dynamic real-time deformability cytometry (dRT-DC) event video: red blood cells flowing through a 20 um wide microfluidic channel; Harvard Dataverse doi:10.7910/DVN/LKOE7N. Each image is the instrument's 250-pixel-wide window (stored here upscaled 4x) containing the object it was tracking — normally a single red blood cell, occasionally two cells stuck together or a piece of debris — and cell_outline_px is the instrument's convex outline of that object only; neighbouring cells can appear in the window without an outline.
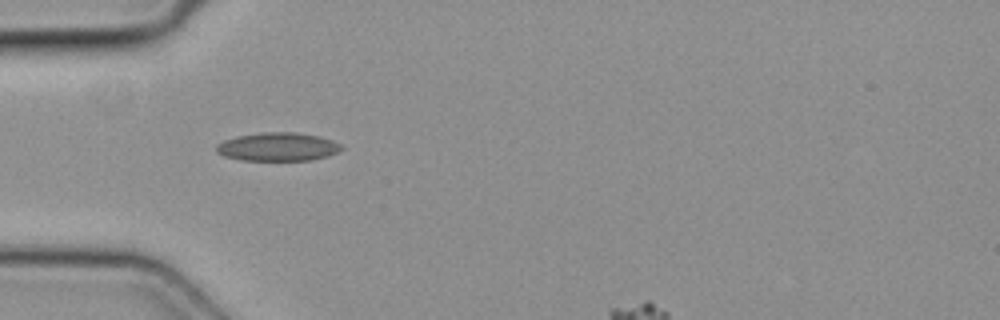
{"species": "common noctule bat (a hibernating species)", "species_latin": "Nyctalus noctula", "temperature_condition": "cold", "stored_images_in_passage": 3, "camera_frame_rate_fps": 3000, "um_per_image_px": 0.085, "animal": {"sex": "female", "body_mass_g": 19.3, "forearm_length_mm": 54.1}, "frame": {"image": 1, "passage_image": 1, "time_ms": 0.0, "image_size_px": [1000, 320], "cell_outline_px": [[344, 148], [336, 152], [324, 156], [308, 160], [244, 160], [224, 156], [216, 152], [216, 144], [224, 140], [236, 136], [264, 132], [296, 132], [320, 136], [332, 140], [340, 144]], "centroid_in_image_um": [23.58, 12.46], "position_along_channel_um": 61.4, "area_um2": 20.58}}
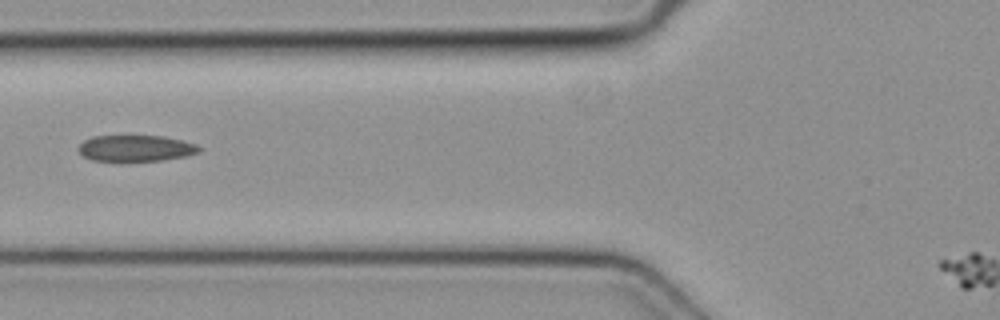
{"frame": {"image": 2, "passage_image": 2, "time_ms": 0.333, "image_size_px": [1000, 320], "cell_outline_px": [[200, 152], [184, 156], [160, 160], [92, 160], [84, 156], [76, 148], [84, 140], [92, 136], [164, 136], [196, 144], [200, 148]], "centroid_in_image_um": [11.51, 12.58], "position_along_channel_um": 114.3, "area_um2": 18.09}}
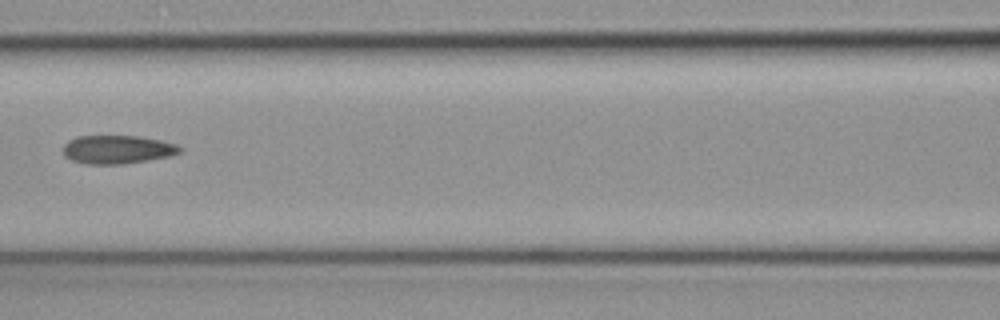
{"frame": {"image": 3, "passage_image": 3, "time_ms": 0.667, "image_size_px": [1000, 320], "cell_outline_px": [[184, 148], [180, 152], [168, 156], [148, 160], [124, 164], [88, 164], [72, 160], [64, 156], [64, 144], [68, 140], [76, 136], [140, 136], [160, 140], [176, 144]], "centroid_in_image_um": [9.98, 12.7], "position_along_channel_um": 156.6, "area_um2": 19.36}}